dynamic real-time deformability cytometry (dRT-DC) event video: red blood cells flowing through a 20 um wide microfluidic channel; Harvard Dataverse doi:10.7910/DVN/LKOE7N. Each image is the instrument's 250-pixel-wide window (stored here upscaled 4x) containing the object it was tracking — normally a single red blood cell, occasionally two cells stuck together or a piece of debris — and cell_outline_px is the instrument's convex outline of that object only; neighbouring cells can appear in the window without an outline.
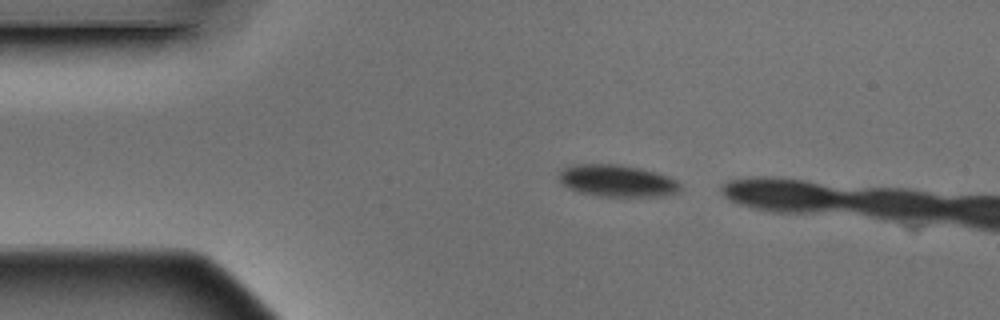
{"species": "Egyptian fruit bat (a non-hibernating species)", "species_latin": "Rousettus aegyptiacus", "temperature_condition": "warm", "stored_images_in_passage": 3, "camera_frame_rate_fps": 3000, "um_per_image_px": 0.085, "animal": {"sex": "male"}, "frame": {"image": 1, "passage_image": 1, "time_ms": 0.0, "image_size_px": [1000, 320], "cell_outline_px": [[680, 192], [660, 196], [596, 196], [580, 192], [564, 184], [560, 180], [560, 168], [572, 164], [620, 164], [640, 168], [656, 172], [668, 176], [676, 180], [680, 184]], "centroid_in_image_um": [52.47, 15.35], "position_along_channel_um": 32.5, "area_um2": 22.54}}